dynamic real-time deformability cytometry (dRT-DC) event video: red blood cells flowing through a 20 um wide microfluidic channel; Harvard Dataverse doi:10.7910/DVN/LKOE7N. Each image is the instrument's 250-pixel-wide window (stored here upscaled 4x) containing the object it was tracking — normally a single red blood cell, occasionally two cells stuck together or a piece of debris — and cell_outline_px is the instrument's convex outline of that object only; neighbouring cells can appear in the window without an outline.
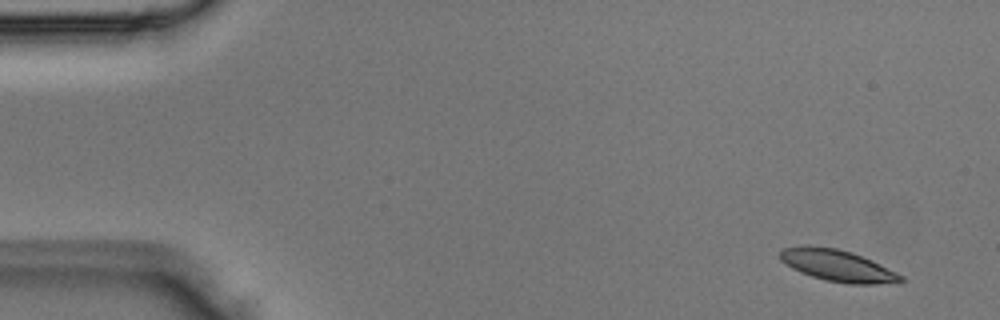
{"species": "Egyptian fruit bat (a non-hibernating species)", "species_latin": "Rousettus aegyptiacus", "temperature_condition": "room temperature", "stored_images_in_passage": 3, "camera_frame_rate_fps": 3000, "um_per_image_px": 0.085, "animal": {"sex": "male"}, "frame": {"image": 1, "passage_image": 1, "time_ms": 0.0, "image_size_px": [1000, 320], "cell_outline_px": [[904, 280], [876, 284], [848, 284], [824, 280], [800, 272], [792, 268], [780, 260], [780, 252], [784, 248], [808, 244], [836, 248], [852, 252], [872, 260], [904, 276]], "centroid_in_image_um": [71.16, 22.56], "position_along_channel_um": 13.8, "area_um2": 22.25}}